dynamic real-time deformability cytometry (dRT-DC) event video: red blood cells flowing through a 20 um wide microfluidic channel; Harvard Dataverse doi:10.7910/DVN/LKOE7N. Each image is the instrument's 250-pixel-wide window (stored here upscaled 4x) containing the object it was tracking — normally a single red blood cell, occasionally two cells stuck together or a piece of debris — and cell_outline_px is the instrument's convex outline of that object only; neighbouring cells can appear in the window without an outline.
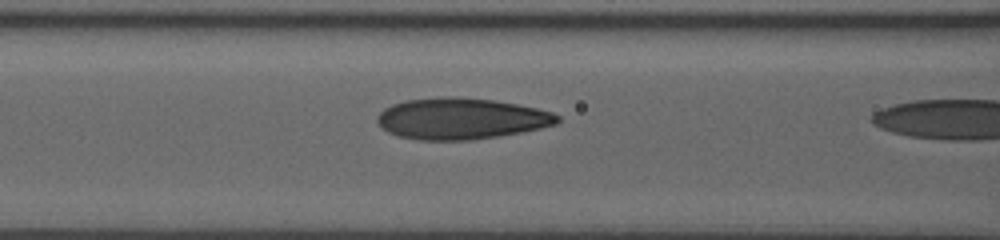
{"species": "human", "species_latin": "Homo sapiens", "temperature_condition": "room temperature", "stored_images_in_passage": 18, "camera_frame_rate_fps": 3000, "um_per_image_px": 0.085, "donor": {"sex": "male"}, "frame": {"image": 1, "passage_image": 17, "time_ms": 5.333, "image_size_px": [1000, 240], "cell_outline_px": [[560, 120], [556, 124], [524, 132], [500, 136], [472, 140], [420, 140], [400, 136], [388, 132], [376, 120], [376, 116], [384, 108], [392, 104], [404, 100], [492, 100], [516, 104], [536, 108], [552, 112], [560, 116]], "centroid_in_image_um": [39.24, 10.14], "position_along_channel_um": 127.4, "area_um2": 42.02}}